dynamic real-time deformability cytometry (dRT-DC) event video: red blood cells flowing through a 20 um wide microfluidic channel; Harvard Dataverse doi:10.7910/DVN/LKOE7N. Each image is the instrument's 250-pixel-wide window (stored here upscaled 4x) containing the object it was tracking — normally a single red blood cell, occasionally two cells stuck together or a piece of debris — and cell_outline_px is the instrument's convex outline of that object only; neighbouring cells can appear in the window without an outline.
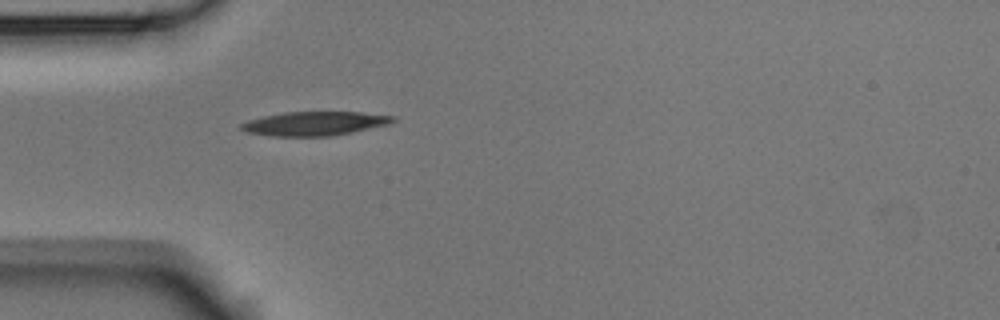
{"species": "Egyptian fruit bat (a non-hibernating species)", "species_latin": "Rousettus aegyptiacus", "temperature_condition": "room temperature", "stored_images_in_passage": 3, "camera_frame_rate_fps": 3000, "um_per_image_px": 0.085, "animal": {"sex": "male"}, "frame": {"image": 1, "passage_image": 3, "time_ms": 0.667, "image_size_px": [1000, 320], "cell_outline_px": [[396, 120], [388, 124], [352, 132], [332, 136], [272, 136], [248, 132], [240, 128], [240, 124], [248, 120], [264, 116], [284, 112], [360, 112], [396, 116]], "centroid_in_image_um": [26.75, 10.5], "position_along_channel_um": 58.2, "area_um2": 21.1}}